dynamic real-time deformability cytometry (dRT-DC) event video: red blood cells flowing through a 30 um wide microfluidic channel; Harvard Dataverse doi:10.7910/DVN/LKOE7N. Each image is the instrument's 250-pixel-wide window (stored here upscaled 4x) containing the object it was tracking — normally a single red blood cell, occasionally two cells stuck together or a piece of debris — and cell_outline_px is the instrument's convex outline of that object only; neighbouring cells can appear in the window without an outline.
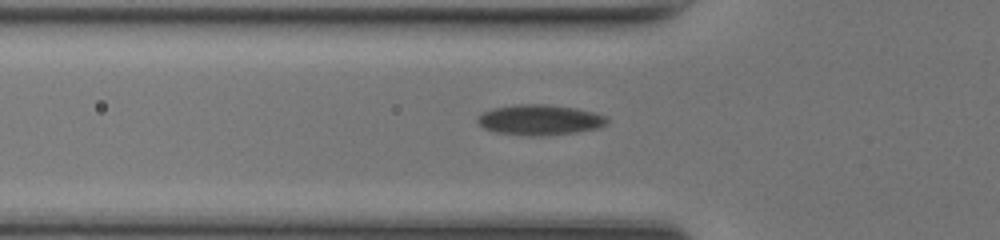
{"species": "common noctule bat (a hibernating species)", "species_latin": "Nyctalus noctula", "temperature_condition": "room temperature", "stored_images_in_passage": 35, "camera_frame_rate_fps": 3000, "um_per_image_px": 0.085, "animal": {"sex": "female", "body_mass_g": 17.0, "forearm_length_mm": 48.0}, "frame": {"image": 1, "passage_image": 7, "time_ms": 2.0, "image_size_px": [1000, 240], "cell_outline_px": [[608, 120], [600, 128], [576, 132], [540, 136], [528, 136], [496, 132], [484, 128], [476, 120], [484, 112], [492, 108], [516, 104], [548, 104], [576, 108], [592, 112], [604, 116]], "centroid_in_image_um": [45.87, 10.19], "position_along_channel_um": 79.9, "area_um2": 22.83}}
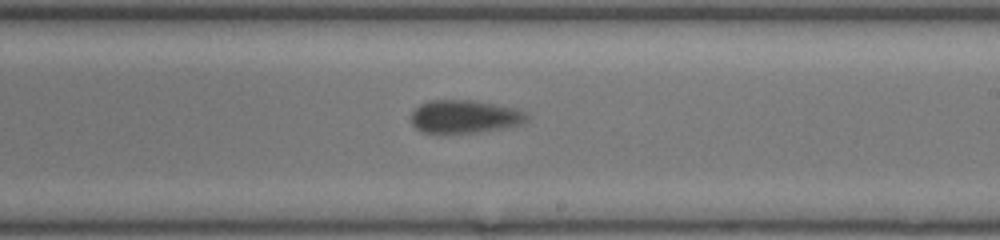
{"frame": {"image": 2, "passage_image": 19, "time_ms": 6.0, "image_size_px": [1000, 240], "cell_outline_px": [[528, 120], [520, 124], [476, 132], [424, 132], [416, 128], [412, 124], [412, 112], [420, 104], [428, 100], [476, 100], [516, 108], [524, 112], [528, 116]], "centroid_in_image_um": [39.49, 9.88], "position_along_channel_um": 249.5, "area_um2": 21.96}}
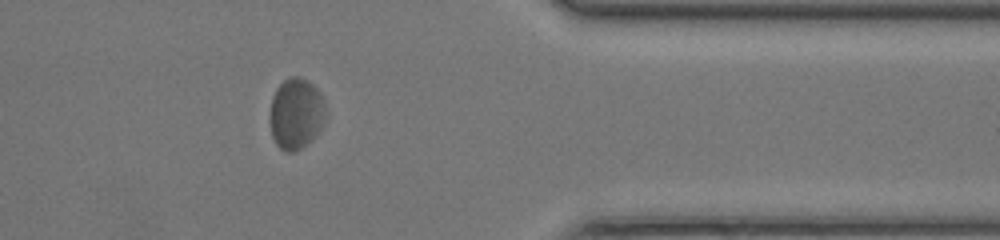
{"frame": {"image": 3, "passage_image": 30, "time_ms": 9.667, "image_size_px": [1000, 240], "cell_outline_px": [[324, 124], [308, 144], [292, 152], [284, 152], [276, 144], [272, 136], [272, 96], [276, 88], [288, 76], [296, 76], [308, 80], [320, 92], [324, 108]], "centroid_in_image_um": [25.17, 9.65], "position_along_channel_um": 386.2, "area_um2": 22.72}, "authors_computed_cell_mechanics": {"area_um2": 22.6576, "velocity_mm_per_s": 4.2355, "shape_relaxation_time_tau1_ms": 4.0158, "shape_relaxation_time_tau2_ms": 1.1413, "deformation_change_tau1": 0.0717, "deformation_change_tau2": 0.061}}